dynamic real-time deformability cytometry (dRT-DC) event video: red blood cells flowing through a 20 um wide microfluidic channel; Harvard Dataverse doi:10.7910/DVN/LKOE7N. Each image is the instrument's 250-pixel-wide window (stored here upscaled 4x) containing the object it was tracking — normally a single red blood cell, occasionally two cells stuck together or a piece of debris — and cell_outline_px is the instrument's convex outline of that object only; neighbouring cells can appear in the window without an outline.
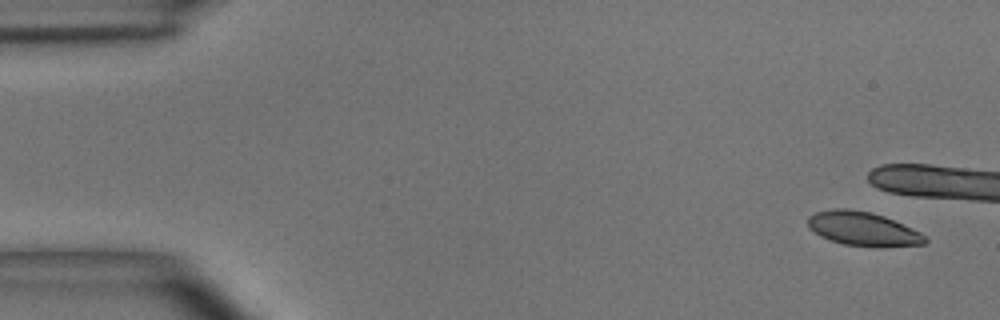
{"species": "common noctule bat (a hibernating species)", "species_latin": "Nyctalus noctula", "temperature_condition": "room temperature", "stored_images_in_passage": 8, "camera_frame_rate_fps": 3000, "um_per_image_px": 0.085, "animal": {"sex": "male", "body_mass_g": 15.6}, "frame": {"image": 1, "passage_image": 1, "time_ms": 0.0, "image_size_px": [1000, 320], "cell_outline_px": [[928, 240], [924, 244], [880, 248], [844, 244], [820, 236], [808, 228], [808, 216], [816, 212], [832, 208], [848, 208], [872, 212], [884, 216], [920, 232]], "centroid_in_image_um": [73.34, 19.45], "position_along_channel_um": 11.7, "area_um2": 23.35}}